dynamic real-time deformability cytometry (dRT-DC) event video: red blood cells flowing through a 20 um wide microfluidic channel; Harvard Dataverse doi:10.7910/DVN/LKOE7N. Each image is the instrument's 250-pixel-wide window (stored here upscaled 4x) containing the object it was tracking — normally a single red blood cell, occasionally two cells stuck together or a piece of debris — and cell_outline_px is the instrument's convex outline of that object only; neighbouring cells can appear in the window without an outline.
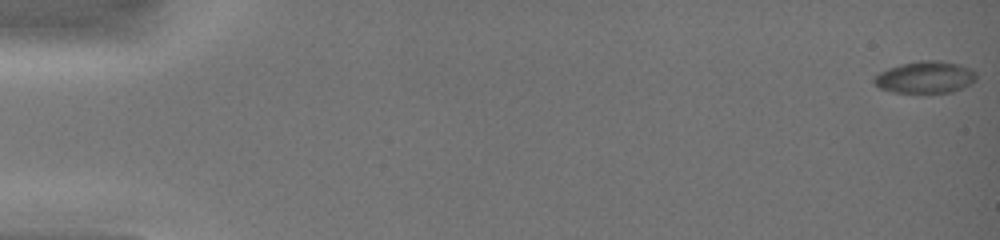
{"species": "common noctule bat (a hibernating species)", "species_latin": "Nyctalus noctula", "temperature_condition": "warm", "stored_images_in_passage": 13, "camera_frame_rate_fps": 3000, "um_per_image_px": 0.085, "animal": {"sex": "female", "body_mass_g": 19.0, "forearm_length_mm": 51.5}, "frame": {"image": 1, "passage_image": 1, "time_ms": 0.0, "image_size_px": [1000, 240], "cell_outline_px": [[976, 80], [952, 92], [892, 92], [880, 88], [872, 80], [880, 72], [888, 68], [900, 64], [916, 60], [940, 60], [960, 64], [976, 72]], "centroid_in_image_um": [78.64, 6.54], "position_along_channel_um": 6.4, "area_um2": 18.9}}
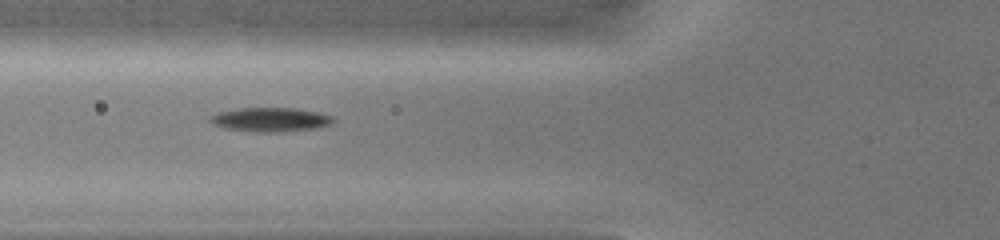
{"frame": {"image": 2, "passage_image": 9, "time_ms": 6.667, "image_size_px": [1000, 240], "cell_outline_px": [[332, 124], [316, 128], [284, 132], [252, 132], [224, 128], [212, 124], [208, 120], [208, 116], [220, 112], [236, 108], [292, 108], [320, 112], [332, 116]], "centroid_in_image_um": [22.95, 10.17], "position_along_channel_um": 102.9, "area_um2": 17.46}}
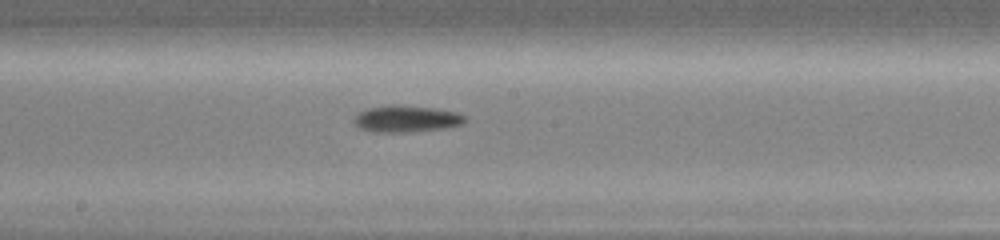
{"frame": {"image": 3, "passage_image": 12, "time_ms": 9.333, "image_size_px": [1000, 240], "cell_outline_px": [[464, 124], [448, 128], [412, 132], [372, 132], [360, 128], [352, 120], [360, 112], [368, 108], [392, 104], [396, 104], [436, 108], [456, 112], [464, 116]], "centroid_in_image_um": [34.55, 10.1], "position_along_channel_um": 213.6, "area_um2": 17.4}}